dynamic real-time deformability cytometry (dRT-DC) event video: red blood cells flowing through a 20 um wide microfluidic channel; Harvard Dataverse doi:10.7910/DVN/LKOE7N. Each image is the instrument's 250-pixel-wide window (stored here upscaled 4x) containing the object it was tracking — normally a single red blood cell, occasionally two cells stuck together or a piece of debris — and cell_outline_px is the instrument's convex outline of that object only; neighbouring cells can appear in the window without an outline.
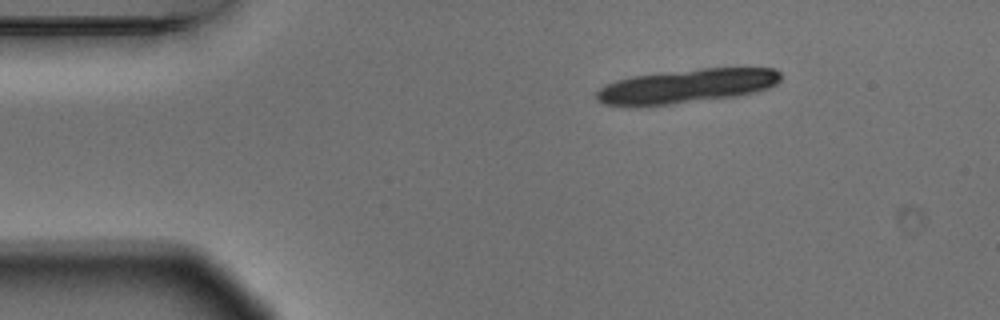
{"species": "Egyptian fruit bat (a non-hibernating species)", "species_latin": "Rousettus aegyptiacus", "temperature_condition": "warm", "stored_images_in_passage": 3, "camera_frame_rate_fps": 3000, "um_per_image_px": 0.085, "animal": {"sex": "male"}, "frame": {"image": 1, "passage_image": 1, "time_ms": 0.0, "image_size_px": [1000, 320], "cell_outline_px": [[780, 80], [776, 84], [768, 88], [756, 92], [736, 96], [636, 108], [628, 108], [604, 104], [596, 100], [596, 92], [604, 84], [616, 80], [632, 76], [700, 68], [772, 68], [780, 72]], "centroid_in_image_um": [58.28, 7.34], "position_along_channel_um": 26.7, "area_um2": 36.93}}